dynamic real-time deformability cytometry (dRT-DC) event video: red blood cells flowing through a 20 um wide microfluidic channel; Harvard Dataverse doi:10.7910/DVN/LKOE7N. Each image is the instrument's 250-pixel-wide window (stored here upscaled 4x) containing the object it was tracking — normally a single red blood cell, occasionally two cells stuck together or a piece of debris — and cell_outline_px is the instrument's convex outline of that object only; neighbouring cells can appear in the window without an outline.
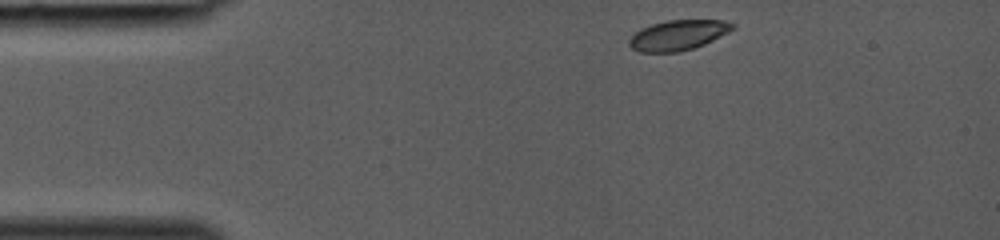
{"species": "common noctule bat (a hibernating species)", "species_latin": "Nyctalus noctula", "temperature_condition": "room temperature", "stored_images_in_passage": 31, "camera_frame_rate_fps": 3000, "um_per_image_px": 0.085, "animal": {"sex": "female", "body_mass_g": 19.0, "forearm_length_mm": 53.3}, "frame": {"image": 1, "passage_image": 1, "time_ms": 0.0, "image_size_px": [1000, 240], "cell_outline_px": [[736, 28], [704, 44], [692, 48], [676, 52], [640, 52], [632, 48], [628, 44], [628, 40], [640, 28], [652, 24], [668, 20], [724, 20], [736, 24]], "centroid_in_image_um": [57.64, 2.97], "position_along_channel_um": 27.4, "area_um2": 18.09}}
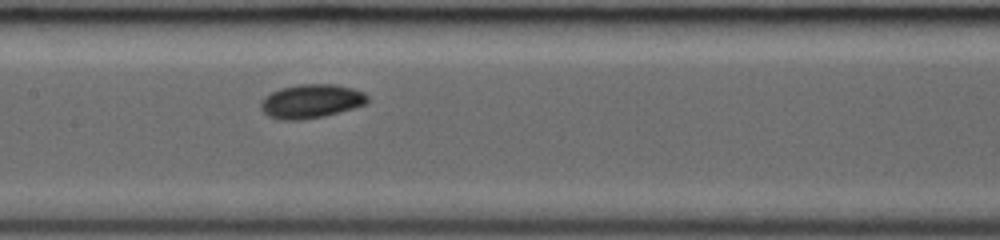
{"frame": {"image": 2, "passage_image": 14, "time_ms": 4.333, "image_size_px": [1000, 240], "cell_outline_px": [[368, 104], [324, 116], [300, 120], [280, 120], [268, 116], [260, 108], [260, 104], [272, 92], [280, 88], [296, 84], [336, 84], [352, 88], [364, 92], [368, 96]], "centroid_in_image_um": [26.48, 8.6], "position_along_channel_um": 180.9, "area_um2": 21.1}}
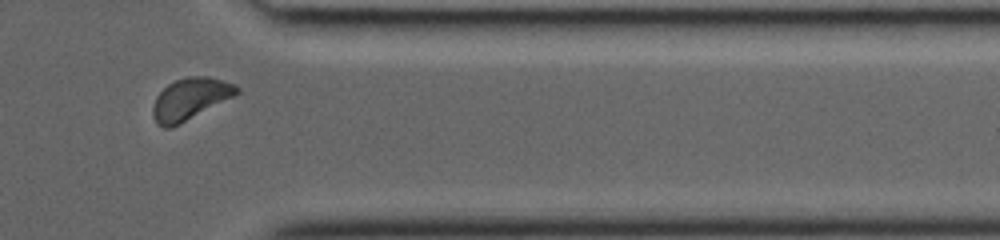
{"frame": {"image": 3, "passage_image": 27, "time_ms": 8.667, "image_size_px": [1000, 240], "cell_outline_px": [[240, 92], [180, 124], [172, 128], [164, 128], [156, 124], [152, 116], [152, 104], [156, 96], [168, 84], [184, 76], [208, 76], [224, 80], [236, 84], [240, 88]], "centroid_in_image_um": [16.13, 8.4], "position_along_channel_um": 395.3, "area_um2": 20.52}}